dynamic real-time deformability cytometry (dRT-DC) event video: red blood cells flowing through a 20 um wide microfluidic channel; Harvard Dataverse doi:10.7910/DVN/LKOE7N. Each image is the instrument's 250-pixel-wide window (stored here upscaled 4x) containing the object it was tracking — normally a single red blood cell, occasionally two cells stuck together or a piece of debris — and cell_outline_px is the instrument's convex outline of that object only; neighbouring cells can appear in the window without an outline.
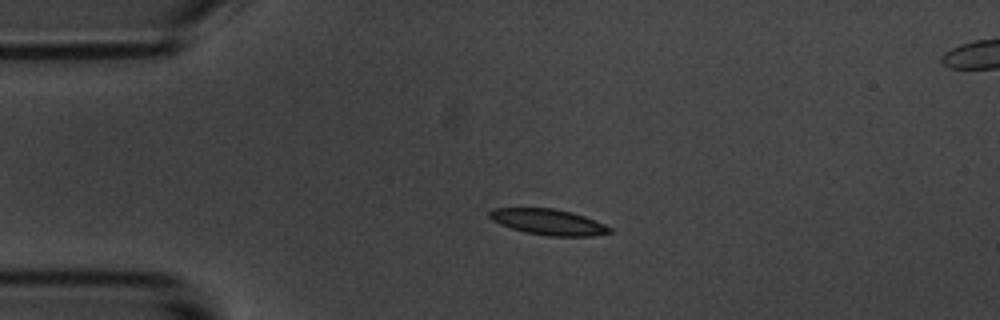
{"species": "common noctule bat (a hibernating species)", "species_latin": "Nyctalus noctula", "temperature_condition": "room temperature", "stored_images_in_passage": 44, "camera_frame_rate_fps": 3000, "um_per_image_px": 0.085, "animal": {"sex": "male", "body_mass_g": 20.1, "forearm_length_mm": 53.5}, "frame": {"image": 1, "passage_image": 1, "time_ms": 0.0, "image_size_px": [1000, 320], "cell_outline_px": [[612, 232], [592, 236], [548, 236], [524, 232], [500, 224], [492, 220], [488, 216], [488, 212], [492, 208], [552, 208], [572, 212], [584, 216], [604, 224], [612, 228]], "centroid_in_image_um": [46.59, 18.87], "position_along_channel_um": 38.4, "area_um2": 18.09}}
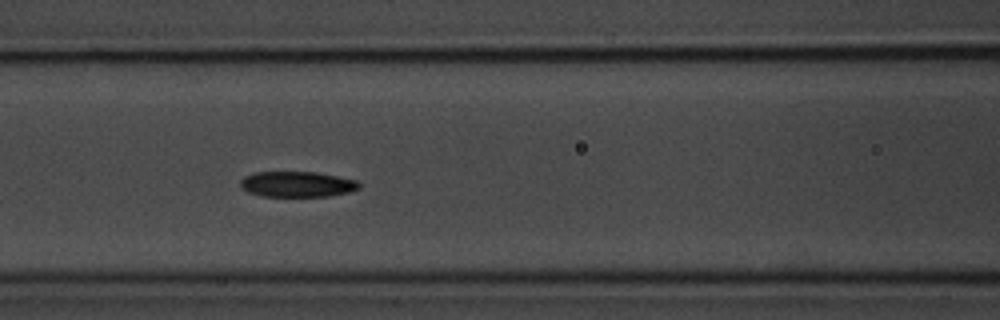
{"frame": {"image": 2, "passage_image": 12, "time_ms": 3.667, "image_size_px": [1000, 320], "cell_outline_px": [[360, 188], [348, 192], [328, 196], [264, 196], [248, 192], [240, 184], [240, 180], [244, 176], [252, 172], [316, 172], [356, 180], [360, 184]], "centroid_in_image_um": [25.24, 15.65], "position_along_channel_um": 141.4, "area_um2": 17.57}}
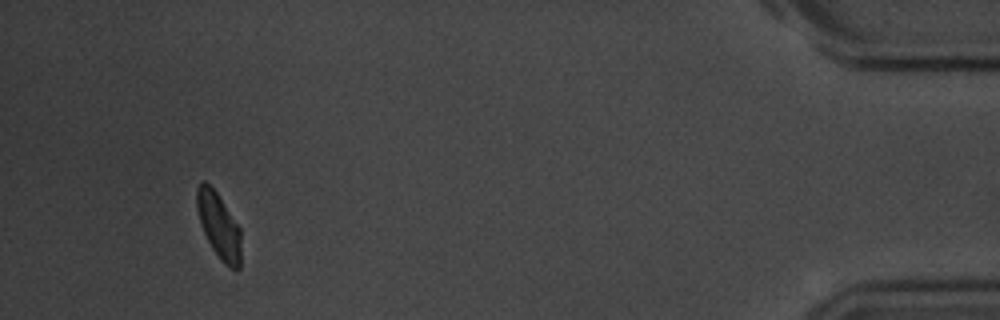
{"frame": {"image": 3, "passage_image": 41, "time_ms": 13.333, "image_size_px": [1000, 320], "cell_outline_px": [[240, 268], [228, 268], [220, 260], [212, 248], [200, 224], [196, 208], [196, 188], [200, 180], [204, 180], [216, 192], [240, 228]], "centroid_in_image_um": [18.57, 19.17], "position_along_channel_um": 416.6, "area_um2": 16.82}, "authors_computed_cell_mechanics": {"area_um2": 18.1203, "velocity_mm_per_s": 3.5769, "shape_relaxation_time_tau1_ms": 3.1089, "shape_relaxation_time_tau2_ms": 3.343, "deformation_change_tau1": 0.1205, "deformation_change_tau2": 0.0825}}